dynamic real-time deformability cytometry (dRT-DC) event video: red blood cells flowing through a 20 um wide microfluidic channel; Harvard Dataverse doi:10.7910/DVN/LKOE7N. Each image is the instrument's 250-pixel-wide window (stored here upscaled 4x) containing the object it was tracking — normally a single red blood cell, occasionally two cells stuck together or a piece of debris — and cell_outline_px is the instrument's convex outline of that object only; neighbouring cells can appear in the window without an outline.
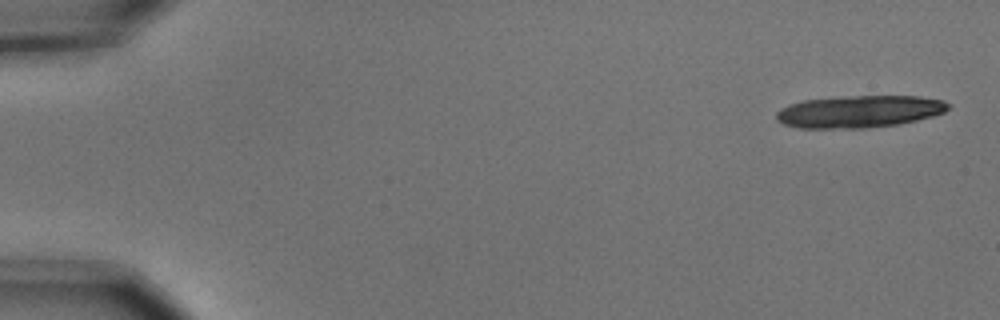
{"species": "common noctule bat (a hibernating species)", "species_latin": "Nyctalus noctula", "temperature_condition": "cold", "stored_images_in_passage": 6, "camera_frame_rate_fps": 3000, "um_per_image_px": 0.085, "animal": {"sex": "male", "body_mass_g": 15.6}, "frame": {"image": 1, "passage_image": 1, "time_ms": 0.0, "image_size_px": [1000, 320], "cell_outline_px": [[952, 104], [944, 112], [932, 116], [900, 124], [864, 128], [800, 128], [784, 124], [776, 120], [776, 112], [780, 108], [788, 104], [804, 100], [844, 96], [920, 96], [944, 100]], "centroid_in_image_um": [73.04, 9.47], "position_along_channel_um": 12.0, "area_um2": 32.43}}